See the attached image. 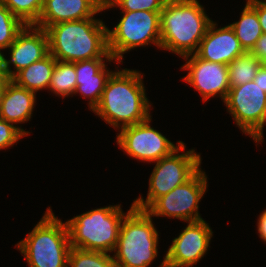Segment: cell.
I'll use <instances>...</instances> for the list:
<instances>
[{
  "instance_id": "obj_1",
  "label": "cell",
  "mask_w": 266,
  "mask_h": 267,
  "mask_svg": "<svg viewBox=\"0 0 266 267\" xmlns=\"http://www.w3.org/2000/svg\"><path fill=\"white\" fill-rule=\"evenodd\" d=\"M143 76L136 70L117 69L109 77L93 112L119 129L147 120L151 117V103L146 97Z\"/></svg>"
},
{
  "instance_id": "obj_2",
  "label": "cell",
  "mask_w": 266,
  "mask_h": 267,
  "mask_svg": "<svg viewBox=\"0 0 266 267\" xmlns=\"http://www.w3.org/2000/svg\"><path fill=\"white\" fill-rule=\"evenodd\" d=\"M49 53L59 61L78 62L112 57L108 50V27L94 17L48 26Z\"/></svg>"
},
{
  "instance_id": "obj_3",
  "label": "cell",
  "mask_w": 266,
  "mask_h": 267,
  "mask_svg": "<svg viewBox=\"0 0 266 267\" xmlns=\"http://www.w3.org/2000/svg\"><path fill=\"white\" fill-rule=\"evenodd\" d=\"M212 21L198 0H167L160 12V48L182 57L195 54Z\"/></svg>"
},
{
  "instance_id": "obj_4",
  "label": "cell",
  "mask_w": 266,
  "mask_h": 267,
  "mask_svg": "<svg viewBox=\"0 0 266 267\" xmlns=\"http://www.w3.org/2000/svg\"><path fill=\"white\" fill-rule=\"evenodd\" d=\"M16 245L29 267H68L71 249L68 227L50 208L27 237Z\"/></svg>"
},
{
  "instance_id": "obj_5",
  "label": "cell",
  "mask_w": 266,
  "mask_h": 267,
  "mask_svg": "<svg viewBox=\"0 0 266 267\" xmlns=\"http://www.w3.org/2000/svg\"><path fill=\"white\" fill-rule=\"evenodd\" d=\"M158 236L152 216L131 205L114 250L117 267H148L158 255Z\"/></svg>"
},
{
  "instance_id": "obj_6",
  "label": "cell",
  "mask_w": 266,
  "mask_h": 267,
  "mask_svg": "<svg viewBox=\"0 0 266 267\" xmlns=\"http://www.w3.org/2000/svg\"><path fill=\"white\" fill-rule=\"evenodd\" d=\"M124 214L121 205L90 210L66 221L71 247L111 253L115 250Z\"/></svg>"
},
{
  "instance_id": "obj_7",
  "label": "cell",
  "mask_w": 266,
  "mask_h": 267,
  "mask_svg": "<svg viewBox=\"0 0 266 267\" xmlns=\"http://www.w3.org/2000/svg\"><path fill=\"white\" fill-rule=\"evenodd\" d=\"M185 147L182 142L169 156L156 162L149 178L146 200L140 196L133 202L134 207L146 210L156 199L184 184L201 169L200 155L194 149L185 152Z\"/></svg>"
},
{
  "instance_id": "obj_8",
  "label": "cell",
  "mask_w": 266,
  "mask_h": 267,
  "mask_svg": "<svg viewBox=\"0 0 266 267\" xmlns=\"http://www.w3.org/2000/svg\"><path fill=\"white\" fill-rule=\"evenodd\" d=\"M122 18L113 30H107L108 50L119 64L131 49L153 43L160 48V12L122 11Z\"/></svg>"
},
{
  "instance_id": "obj_9",
  "label": "cell",
  "mask_w": 266,
  "mask_h": 267,
  "mask_svg": "<svg viewBox=\"0 0 266 267\" xmlns=\"http://www.w3.org/2000/svg\"><path fill=\"white\" fill-rule=\"evenodd\" d=\"M207 185V175L200 169L187 182L156 199L145 211L150 216L173 217L185 222L202 220L198 204Z\"/></svg>"
},
{
  "instance_id": "obj_10",
  "label": "cell",
  "mask_w": 266,
  "mask_h": 267,
  "mask_svg": "<svg viewBox=\"0 0 266 267\" xmlns=\"http://www.w3.org/2000/svg\"><path fill=\"white\" fill-rule=\"evenodd\" d=\"M224 103L242 132L248 134L256 143H260L266 92L252 80L244 85L231 87Z\"/></svg>"
},
{
  "instance_id": "obj_11",
  "label": "cell",
  "mask_w": 266,
  "mask_h": 267,
  "mask_svg": "<svg viewBox=\"0 0 266 267\" xmlns=\"http://www.w3.org/2000/svg\"><path fill=\"white\" fill-rule=\"evenodd\" d=\"M151 117L147 120L120 128L117 144L127 155L140 161L157 162L169 156L177 146L169 141L161 132L151 127Z\"/></svg>"
},
{
  "instance_id": "obj_12",
  "label": "cell",
  "mask_w": 266,
  "mask_h": 267,
  "mask_svg": "<svg viewBox=\"0 0 266 267\" xmlns=\"http://www.w3.org/2000/svg\"><path fill=\"white\" fill-rule=\"evenodd\" d=\"M213 236L205 220L188 222L180 235L172 240L165 255L167 267H192L202 259Z\"/></svg>"
},
{
  "instance_id": "obj_13",
  "label": "cell",
  "mask_w": 266,
  "mask_h": 267,
  "mask_svg": "<svg viewBox=\"0 0 266 267\" xmlns=\"http://www.w3.org/2000/svg\"><path fill=\"white\" fill-rule=\"evenodd\" d=\"M184 58L187 62L181 69L189 72L183 80L202 95L204 102L216 95L224 102L230 89L228 65L205 61L196 54Z\"/></svg>"
},
{
  "instance_id": "obj_14",
  "label": "cell",
  "mask_w": 266,
  "mask_h": 267,
  "mask_svg": "<svg viewBox=\"0 0 266 267\" xmlns=\"http://www.w3.org/2000/svg\"><path fill=\"white\" fill-rule=\"evenodd\" d=\"M8 49L11 59L4 60L5 73L11 79L17 72L41 60L49 53L46 30L34 25H25ZM12 64L14 71L10 67Z\"/></svg>"
},
{
  "instance_id": "obj_15",
  "label": "cell",
  "mask_w": 266,
  "mask_h": 267,
  "mask_svg": "<svg viewBox=\"0 0 266 267\" xmlns=\"http://www.w3.org/2000/svg\"><path fill=\"white\" fill-rule=\"evenodd\" d=\"M216 25L214 21L210 23L195 54L205 61L228 65L245 51L230 25L222 28Z\"/></svg>"
},
{
  "instance_id": "obj_16",
  "label": "cell",
  "mask_w": 266,
  "mask_h": 267,
  "mask_svg": "<svg viewBox=\"0 0 266 267\" xmlns=\"http://www.w3.org/2000/svg\"><path fill=\"white\" fill-rule=\"evenodd\" d=\"M103 10L101 0H43V8L36 27L48 26L65 21L94 17Z\"/></svg>"
},
{
  "instance_id": "obj_17",
  "label": "cell",
  "mask_w": 266,
  "mask_h": 267,
  "mask_svg": "<svg viewBox=\"0 0 266 267\" xmlns=\"http://www.w3.org/2000/svg\"><path fill=\"white\" fill-rule=\"evenodd\" d=\"M114 61L113 57L94 58L75 62L76 89L74 94L80 93L89 98L91 111L99 104L106 83L114 71H109L104 61Z\"/></svg>"
},
{
  "instance_id": "obj_18",
  "label": "cell",
  "mask_w": 266,
  "mask_h": 267,
  "mask_svg": "<svg viewBox=\"0 0 266 267\" xmlns=\"http://www.w3.org/2000/svg\"><path fill=\"white\" fill-rule=\"evenodd\" d=\"M36 101V93L8 83L0 103V117L12 124L30 121Z\"/></svg>"
},
{
  "instance_id": "obj_19",
  "label": "cell",
  "mask_w": 266,
  "mask_h": 267,
  "mask_svg": "<svg viewBox=\"0 0 266 267\" xmlns=\"http://www.w3.org/2000/svg\"><path fill=\"white\" fill-rule=\"evenodd\" d=\"M55 63L56 59L48 53L41 60H38L17 72L11 80L16 85L26 88L34 93L42 89H48Z\"/></svg>"
},
{
  "instance_id": "obj_20",
  "label": "cell",
  "mask_w": 266,
  "mask_h": 267,
  "mask_svg": "<svg viewBox=\"0 0 266 267\" xmlns=\"http://www.w3.org/2000/svg\"><path fill=\"white\" fill-rule=\"evenodd\" d=\"M230 26L245 52H251L257 40L263 35L257 12L247 2L239 21L230 24Z\"/></svg>"
},
{
  "instance_id": "obj_21",
  "label": "cell",
  "mask_w": 266,
  "mask_h": 267,
  "mask_svg": "<svg viewBox=\"0 0 266 267\" xmlns=\"http://www.w3.org/2000/svg\"><path fill=\"white\" fill-rule=\"evenodd\" d=\"M262 64L251 52H244L232 60L228 64L230 88L252 81Z\"/></svg>"
},
{
  "instance_id": "obj_22",
  "label": "cell",
  "mask_w": 266,
  "mask_h": 267,
  "mask_svg": "<svg viewBox=\"0 0 266 267\" xmlns=\"http://www.w3.org/2000/svg\"><path fill=\"white\" fill-rule=\"evenodd\" d=\"M76 77L75 62L56 60L48 89L62 97L73 95L77 86Z\"/></svg>"
},
{
  "instance_id": "obj_23",
  "label": "cell",
  "mask_w": 266,
  "mask_h": 267,
  "mask_svg": "<svg viewBox=\"0 0 266 267\" xmlns=\"http://www.w3.org/2000/svg\"><path fill=\"white\" fill-rule=\"evenodd\" d=\"M68 267H117V265L113 256L108 253L71 247Z\"/></svg>"
},
{
  "instance_id": "obj_24",
  "label": "cell",
  "mask_w": 266,
  "mask_h": 267,
  "mask_svg": "<svg viewBox=\"0 0 266 267\" xmlns=\"http://www.w3.org/2000/svg\"><path fill=\"white\" fill-rule=\"evenodd\" d=\"M24 25H35L40 17L43 0H0Z\"/></svg>"
},
{
  "instance_id": "obj_25",
  "label": "cell",
  "mask_w": 266,
  "mask_h": 267,
  "mask_svg": "<svg viewBox=\"0 0 266 267\" xmlns=\"http://www.w3.org/2000/svg\"><path fill=\"white\" fill-rule=\"evenodd\" d=\"M25 25L0 2V50L7 49Z\"/></svg>"
},
{
  "instance_id": "obj_26",
  "label": "cell",
  "mask_w": 266,
  "mask_h": 267,
  "mask_svg": "<svg viewBox=\"0 0 266 267\" xmlns=\"http://www.w3.org/2000/svg\"><path fill=\"white\" fill-rule=\"evenodd\" d=\"M167 0H112L103 5V10L119 7L122 11L146 10L150 12H161Z\"/></svg>"
},
{
  "instance_id": "obj_27",
  "label": "cell",
  "mask_w": 266,
  "mask_h": 267,
  "mask_svg": "<svg viewBox=\"0 0 266 267\" xmlns=\"http://www.w3.org/2000/svg\"><path fill=\"white\" fill-rule=\"evenodd\" d=\"M28 134H30L29 131H25L0 117V150L14 145L20 138Z\"/></svg>"
},
{
  "instance_id": "obj_28",
  "label": "cell",
  "mask_w": 266,
  "mask_h": 267,
  "mask_svg": "<svg viewBox=\"0 0 266 267\" xmlns=\"http://www.w3.org/2000/svg\"><path fill=\"white\" fill-rule=\"evenodd\" d=\"M247 3L257 12L262 32L266 34V0H247Z\"/></svg>"
},
{
  "instance_id": "obj_29",
  "label": "cell",
  "mask_w": 266,
  "mask_h": 267,
  "mask_svg": "<svg viewBox=\"0 0 266 267\" xmlns=\"http://www.w3.org/2000/svg\"><path fill=\"white\" fill-rule=\"evenodd\" d=\"M251 53L263 64H266V34L263 33V35L257 40V43Z\"/></svg>"
},
{
  "instance_id": "obj_30",
  "label": "cell",
  "mask_w": 266,
  "mask_h": 267,
  "mask_svg": "<svg viewBox=\"0 0 266 267\" xmlns=\"http://www.w3.org/2000/svg\"><path fill=\"white\" fill-rule=\"evenodd\" d=\"M253 81L266 92V64H262Z\"/></svg>"
},
{
  "instance_id": "obj_31",
  "label": "cell",
  "mask_w": 266,
  "mask_h": 267,
  "mask_svg": "<svg viewBox=\"0 0 266 267\" xmlns=\"http://www.w3.org/2000/svg\"><path fill=\"white\" fill-rule=\"evenodd\" d=\"M257 224L259 237L266 242V209L259 215Z\"/></svg>"
},
{
  "instance_id": "obj_32",
  "label": "cell",
  "mask_w": 266,
  "mask_h": 267,
  "mask_svg": "<svg viewBox=\"0 0 266 267\" xmlns=\"http://www.w3.org/2000/svg\"><path fill=\"white\" fill-rule=\"evenodd\" d=\"M11 81L10 78H8L7 76L4 77H0V103L2 101L5 89L8 85V83Z\"/></svg>"
},
{
  "instance_id": "obj_33",
  "label": "cell",
  "mask_w": 266,
  "mask_h": 267,
  "mask_svg": "<svg viewBox=\"0 0 266 267\" xmlns=\"http://www.w3.org/2000/svg\"><path fill=\"white\" fill-rule=\"evenodd\" d=\"M4 60H5V55L0 50V77L6 76Z\"/></svg>"
},
{
  "instance_id": "obj_34",
  "label": "cell",
  "mask_w": 266,
  "mask_h": 267,
  "mask_svg": "<svg viewBox=\"0 0 266 267\" xmlns=\"http://www.w3.org/2000/svg\"><path fill=\"white\" fill-rule=\"evenodd\" d=\"M265 124H266V108H265V113H264V116H263V123H262V139H263V128H264Z\"/></svg>"
},
{
  "instance_id": "obj_35",
  "label": "cell",
  "mask_w": 266,
  "mask_h": 267,
  "mask_svg": "<svg viewBox=\"0 0 266 267\" xmlns=\"http://www.w3.org/2000/svg\"><path fill=\"white\" fill-rule=\"evenodd\" d=\"M102 1V4H107V3H110L112 0H101Z\"/></svg>"
},
{
  "instance_id": "obj_36",
  "label": "cell",
  "mask_w": 266,
  "mask_h": 267,
  "mask_svg": "<svg viewBox=\"0 0 266 267\" xmlns=\"http://www.w3.org/2000/svg\"><path fill=\"white\" fill-rule=\"evenodd\" d=\"M160 267H167V266H165V257H164V260L162 261V263L160 264Z\"/></svg>"
}]
</instances>
